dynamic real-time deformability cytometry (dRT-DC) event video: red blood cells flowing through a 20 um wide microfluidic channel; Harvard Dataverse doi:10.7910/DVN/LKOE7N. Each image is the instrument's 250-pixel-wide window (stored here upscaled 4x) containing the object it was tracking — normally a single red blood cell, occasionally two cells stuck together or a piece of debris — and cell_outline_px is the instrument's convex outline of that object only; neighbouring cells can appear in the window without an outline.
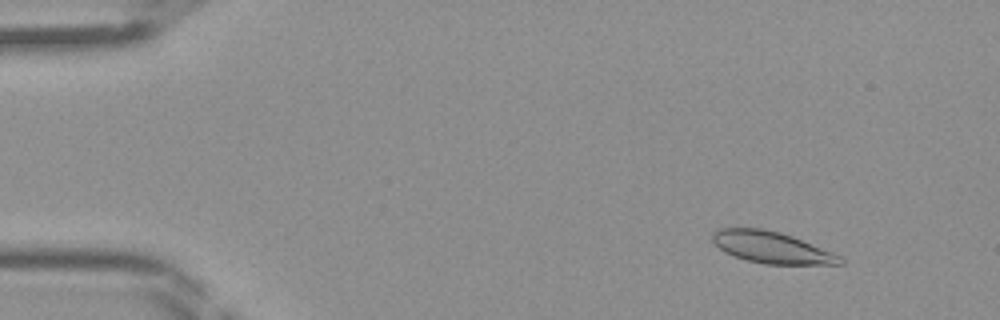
{"species": "Egyptian fruit bat (a non-hibernating species)", "species_latin": "Rousettus aegyptiacus", "temperature_condition": "room temperature", "stored_images_in_passage": 45, "camera_frame_rate_fps": 3000, "um_per_image_px": 0.085, "frame": {"image": 1, "passage_image": 4, "time_ms": 1.0, "image_size_px": [1000, 320], "cell_outline_px": [[844, 264], [764, 264], [748, 260], [724, 252], [712, 240], [712, 232], [720, 228], [764, 228], [780, 232], [792, 236], [840, 256], [844, 260]], "centroid_in_image_um": [65.56, 21.02], "position_along_channel_um": 19.4, "area_um2": 23.18}}
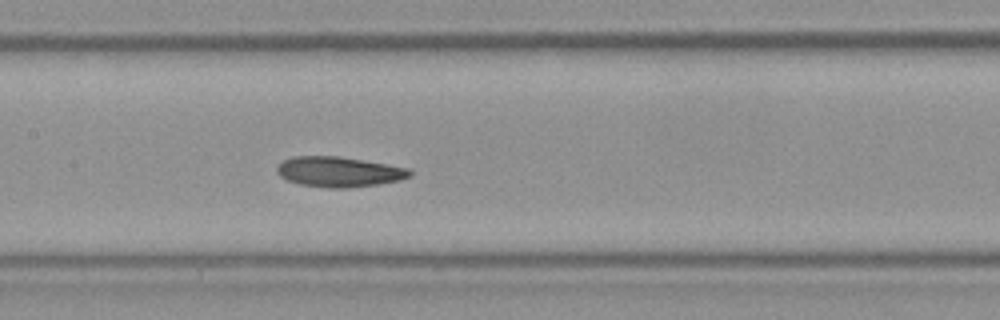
{"frame": {"image": 2, "passage_image": 21, "time_ms": 6.667, "image_size_px": [1000, 320], "cell_outline_px": [[412, 176], [400, 180], [376, 184], [348, 188], [328, 188], [300, 184], [288, 180], [280, 176], [276, 172], [276, 168], [284, 160], [292, 156], [340, 156], [388, 164], [408, 168], [412, 172]], "centroid_in_image_um": [28.82, 14.6], "position_along_channel_um": 178.6, "area_um2": 23.41}}
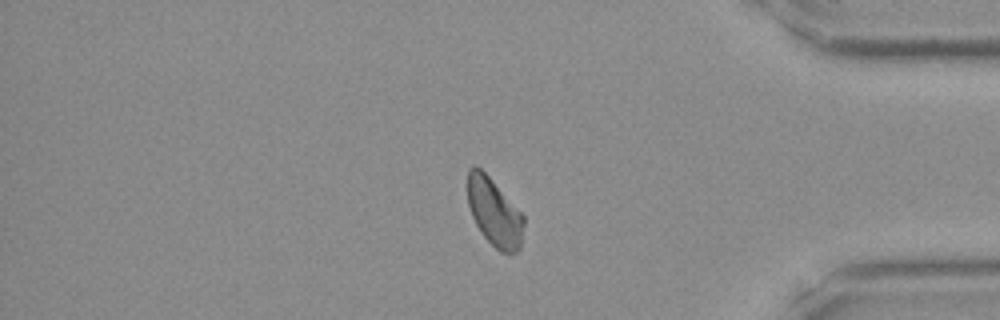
{"frame": {"image": 3, "passage_image": 37, "time_ms": 12.0, "image_size_px": [1000, 320], "cell_outline_px": [[524, 224], [520, 248], [516, 252], [500, 252], [480, 232], [472, 216], [468, 204], [468, 168], [476, 164], [488, 176], [524, 216]], "centroid_in_image_um": [42.0, 18.04], "position_along_channel_um": 393.2, "area_um2": 21.85}}